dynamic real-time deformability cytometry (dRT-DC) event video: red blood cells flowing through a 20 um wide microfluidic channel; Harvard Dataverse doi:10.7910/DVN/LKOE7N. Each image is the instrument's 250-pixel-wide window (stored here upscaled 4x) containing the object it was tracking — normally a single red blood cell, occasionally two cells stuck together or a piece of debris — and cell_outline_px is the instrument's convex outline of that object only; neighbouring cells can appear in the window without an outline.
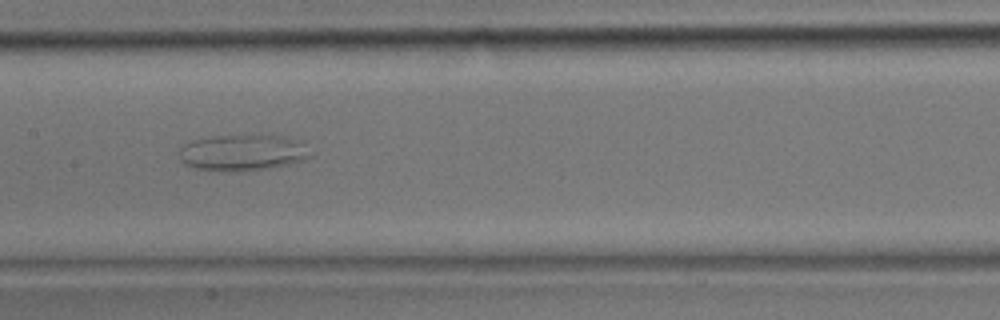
{"species": "common noctule bat (a hibernating species)", "species_latin": "Nyctalus noctula", "temperature_condition": "room temperature", "stored_images_in_passage": 35, "camera_frame_rate_fps": 3000, "um_per_image_px": 0.085, "animal": {"sex": "male", "body_mass_g": 17.9}, "frame": {"image": 1, "passage_image": 19, "time_ms": 6.0, "image_size_px": [1000, 320], "cell_outline_px": [[312, 156], [304, 160], [272, 168], [232, 172], [224, 172], [196, 168], [184, 164], [180, 160], [180, 148], [184, 144], [192, 140], [212, 136], [288, 136], [304, 144], [312, 152]], "centroid_in_image_um": [20.63, 12.99], "position_along_channel_um": 186.8, "area_um2": 27.8}}
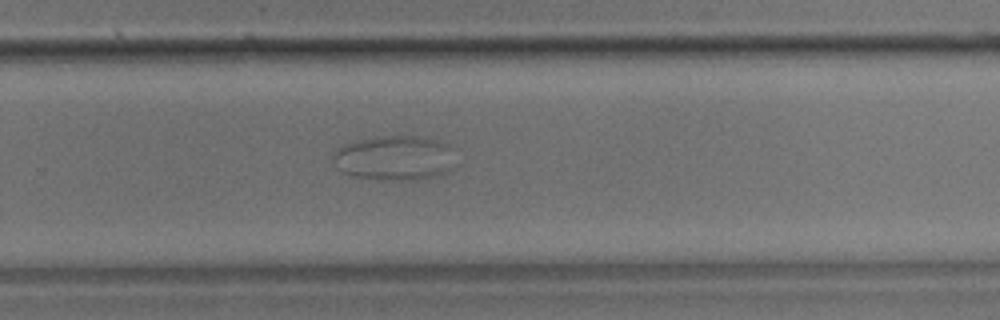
{"frame": {"image": 2, "passage_image": 25, "time_ms": 8.0, "image_size_px": [1000, 320], "cell_outline_px": [[460, 164], [456, 168], [448, 172], [436, 176], [420, 180], [380, 180], [352, 176], [340, 172], [332, 164], [328, 156], [336, 148], [344, 144], [376, 136], [416, 136], [452, 144], [456, 148]], "centroid_in_image_um": [33.61, 13.44], "position_along_channel_um": 296.2, "area_um2": 33.7}}